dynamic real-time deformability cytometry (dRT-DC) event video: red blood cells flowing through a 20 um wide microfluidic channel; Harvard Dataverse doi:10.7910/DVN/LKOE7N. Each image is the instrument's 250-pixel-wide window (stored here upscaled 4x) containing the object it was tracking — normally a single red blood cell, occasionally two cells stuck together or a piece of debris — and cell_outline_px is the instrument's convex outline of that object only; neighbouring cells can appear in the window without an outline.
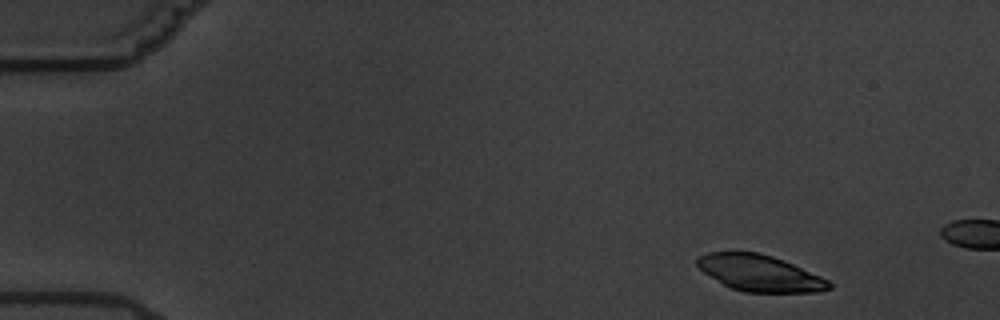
{"species": "common noctule bat (a hibernating species)", "species_latin": "Nyctalus noctula", "temperature_condition": "warm", "stored_images_in_passage": 3, "camera_frame_rate_fps": 3000, "um_per_image_px": 0.085, "animal": {"sex": "male", "body_mass_g": 19.5, "forearm_length_mm": 54.6}, "frame": {"image": 1, "passage_image": 1, "time_ms": 0.0, "image_size_px": [1000, 320], "cell_outline_px": [[832, 288], [820, 292], [744, 292], [732, 288], [724, 284], [704, 272], [696, 264], [696, 260], [700, 256], [708, 252], [756, 252], [772, 256], [792, 264], [820, 276], [828, 280], [832, 284]], "centroid_in_image_um": [64.6, 23.22], "position_along_channel_um": 20.4, "area_um2": 27.51}}